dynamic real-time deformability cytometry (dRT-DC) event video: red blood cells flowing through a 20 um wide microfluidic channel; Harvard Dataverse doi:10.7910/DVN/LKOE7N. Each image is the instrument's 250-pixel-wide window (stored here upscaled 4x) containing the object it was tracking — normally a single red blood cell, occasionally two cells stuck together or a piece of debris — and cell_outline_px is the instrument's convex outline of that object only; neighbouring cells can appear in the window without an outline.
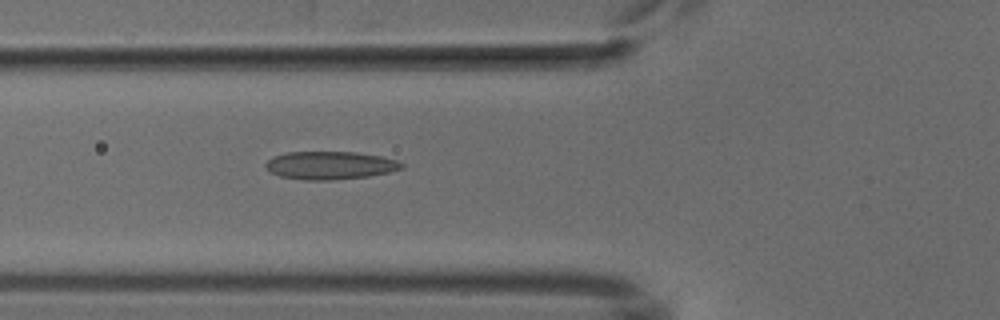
{"species": "common noctule bat (a hibernating species)", "species_latin": "Nyctalus noctula", "temperature_condition": "cold", "stored_images_in_passage": 5, "camera_frame_rate_fps": 3000, "um_per_image_px": 0.085, "animal": {"sex": "male", "body_mass_g": 18.8}, "frame": {"image": 1, "passage_image": 5, "time_ms": 5.333, "image_size_px": [1000, 320], "cell_outline_px": [[404, 168], [392, 172], [368, 176], [332, 180], [304, 180], [280, 176], [272, 172], [264, 164], [272, 156], [288, 152], [356, 152], [380, 156], [396, 160], [404, 164]], "centroid_in_image_um": [28.08, 14.05], "position_along_channel_um": 97.7, "area_um2": 22.2}}